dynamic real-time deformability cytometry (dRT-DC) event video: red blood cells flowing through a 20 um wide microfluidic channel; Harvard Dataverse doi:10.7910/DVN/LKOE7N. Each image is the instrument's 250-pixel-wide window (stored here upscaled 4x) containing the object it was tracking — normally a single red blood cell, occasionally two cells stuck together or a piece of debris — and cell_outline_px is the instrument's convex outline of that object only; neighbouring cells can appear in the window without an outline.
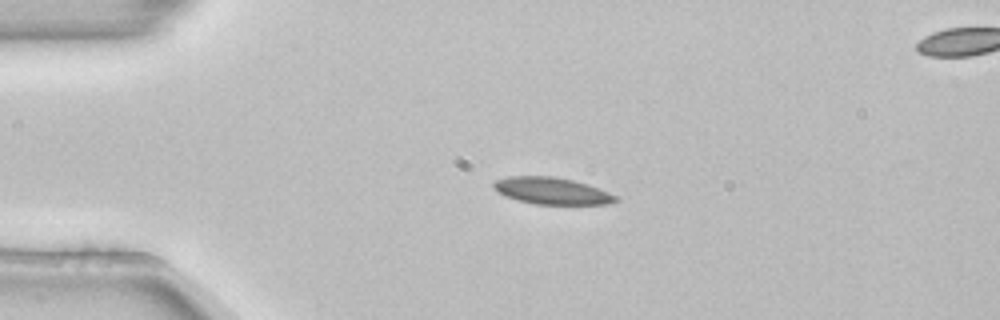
{"species": "common noctule bat (a hibernating species)", "species_latin": "Nyctalus noctula", "temperature_condition": "room temperature", "stored_images_in_passage": 3, "segment_of_instrument_passage": [1, 2], "camera_frame_rate_fps": 3000, "um_per_image_px": 0.085, "animal": {"sex": "female", "body_mass_g": 22.7, "forearm_length_mm": 54.2}, "frame": {"image": 1, "passage_image": 1, "time_ms": 0.0, "image_size_px": [1000, 320], "cell_outline_px": [[620, 200], [608, 204], [536, 204], [520, 200], [508, 196], [500, 192], [492, 184], [496, 180], [508, 176], [552, 176], [572, 180], [588, 184], [608, 192], [616, 196]], "centroid_in_image_um": [46.95, 16.22], "position_along_channel_um": 38.0, "area_um2": 18.73}}